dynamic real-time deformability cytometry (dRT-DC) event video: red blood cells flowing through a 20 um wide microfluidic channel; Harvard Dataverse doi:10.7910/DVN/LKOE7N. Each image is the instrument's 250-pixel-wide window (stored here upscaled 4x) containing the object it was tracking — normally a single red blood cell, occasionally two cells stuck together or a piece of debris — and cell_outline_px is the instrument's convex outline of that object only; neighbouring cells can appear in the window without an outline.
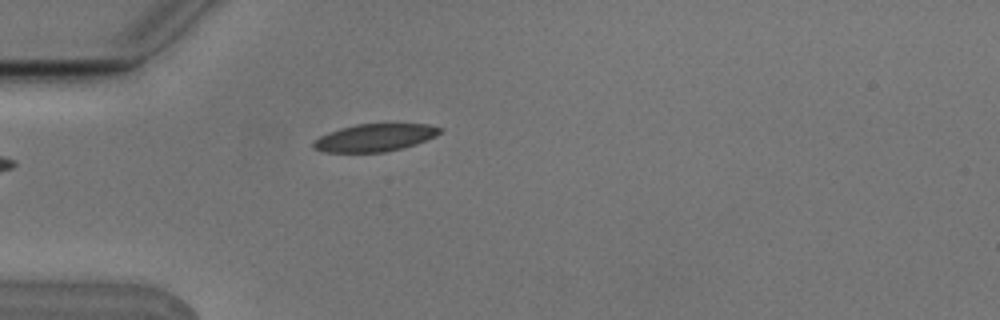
{"species": "Egyptian fruit bat (a non-hibernating species)", "species_latin": "Rousettus aegyptiacus", "temperature_condition": "cold", "stored_images_in_passage": 5, "camera_frame_rate_fps": 3000, "um_per_image_px": 0.085, "animal": {"sex": "male"}, "frame": {"image": 1, "passage_image": 5, "time_ms": 1.333, "image_size_px": [1000, 320], "cell_outline_px": [[444, 128], [436, 136], [416, 144], [404, 148], [384, 152], [324, 152], [312, 148], [312, 144], [320, 136], [340, 128], [356, 124], [428, 124]], "centroid_in_image_um": [31.88, 11.7], "position_along_channel_um": 53.1, "area_um2": 20.29}}